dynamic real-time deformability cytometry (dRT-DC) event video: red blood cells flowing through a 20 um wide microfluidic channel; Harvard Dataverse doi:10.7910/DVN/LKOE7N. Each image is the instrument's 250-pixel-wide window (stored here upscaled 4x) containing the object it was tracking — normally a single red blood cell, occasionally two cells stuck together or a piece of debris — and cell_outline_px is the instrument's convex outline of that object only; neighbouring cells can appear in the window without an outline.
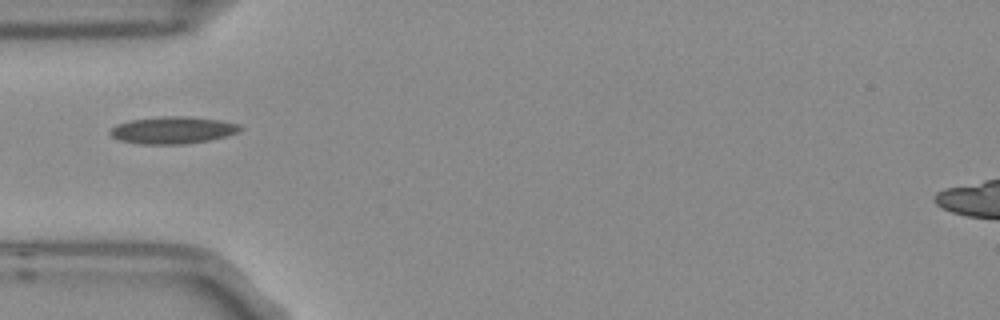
{"species": "Egyptian fruit bat (a non-hibernating species)", "species_latin": "Rousettus aegyptiacus", "temperature_condition": "room temperature", "stored_images_in_passage": 7, "camera_frame_rate_fps": 3000, "um_per_image_px": 0.085, "frame": {"image": 1, "passage_image": 4, "time_ms": 1.0, "image_size_px": [1000, 320], "cell_outline_px": [[244, 128], [236, 132], [224, 136], [208, 140], [184, 144], [140, 144], [120, 140], [112, 136], [108, 132], [116, 124], [132, 120], [160, 116], [192, 116], [220, 120], [240, 124]], "centroid_in_image_um": [14.68, 11.05], "position_along_channel_um": 70.3, "area_um2": 20.52}}
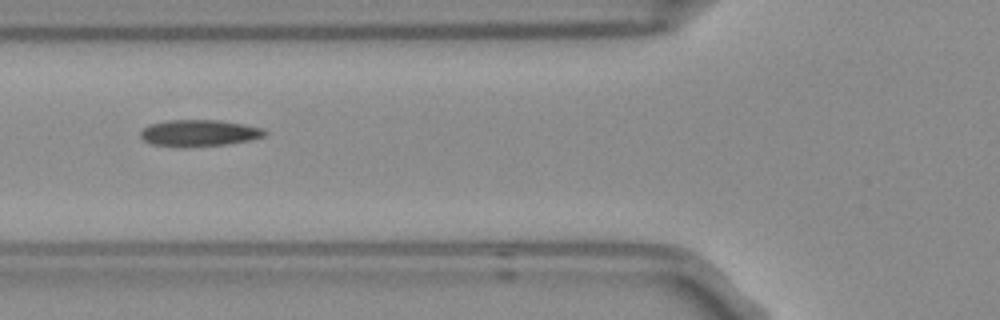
{"frame": {"image": 2, "passage_image": 5, "time_ms": 1.333, "image_size_px": [1000, 320], "cell_outline_px": [[268, 132], [264, 136], [248, 140], [224, 144], [184, 148], [152, 144], [144, 140], [140, 136], [140, 132], [148, 124], [164, 120], [220, 120], [244, 124], [264, 128]], "centroid_in_image_um": [16.9, 11.3], "position_along_channel_um": 108.9, "area_um2": 19.42}}